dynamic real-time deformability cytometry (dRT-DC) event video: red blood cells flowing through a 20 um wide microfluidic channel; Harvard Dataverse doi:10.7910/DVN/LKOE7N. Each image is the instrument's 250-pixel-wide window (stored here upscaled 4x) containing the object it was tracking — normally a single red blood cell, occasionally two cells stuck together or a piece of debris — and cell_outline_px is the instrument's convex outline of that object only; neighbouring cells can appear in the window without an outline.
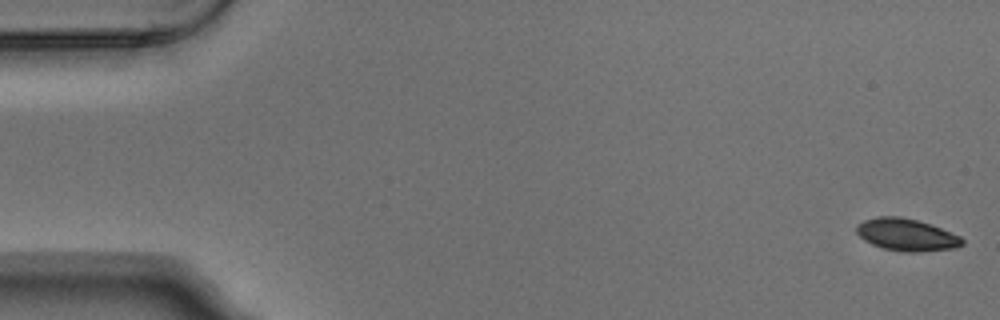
{"species": "Egyptian fruit bat (a non-hibernating species)", "species_latin": "Rousettus aegyptiacus", "temperature_condition": "warm", "stored_images_in_passage": 6, "camera_frame_rate_fps": 3000, "um_per_image_px": 0.085, "animal": {"sex": "male"}, "frame": {"image": 1, "passage_image": 1, "time_ms": 0.0, "image_size_px": [1000, 320], "cell_outline_px": [[964, 244], [956, 248], [920, 252], [904, 252], [884, 248], [872, 244], [864, 240], [856, 232], [856, 224], [864, 220], [880, 216], [896, 216], [916, 220], [932, 224], [960, 236], [964, 240]], "centroid_in_image_um": [77.07, 19.96], "position_along_channel_um": 7.9, "area_um2": 19.88}}
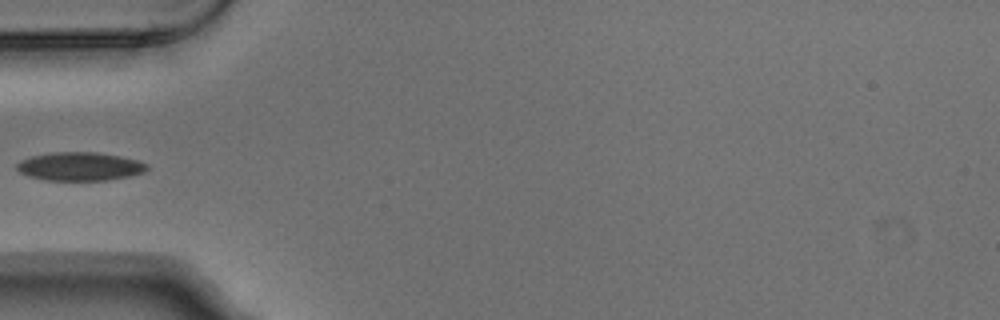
{"frame": {"image": 2, "passage_image": 5, "time_ms": 1.333, "image_size_px": [1000, 320], "cell_outline_px": [[148, 168], [144, 172], [128, 176], [108, 180], [44, 180], [28, 176], [20, 172], [16, 168], [16, 164], [20, 160], [32, 156], [52, 152], [96, 152], [120, 156], [140, 160], [148, 164]], "centroid_in_image_um": [6.79, 14.14], "position_along_channel_um": 78.2, "area_um2": 21.68}}
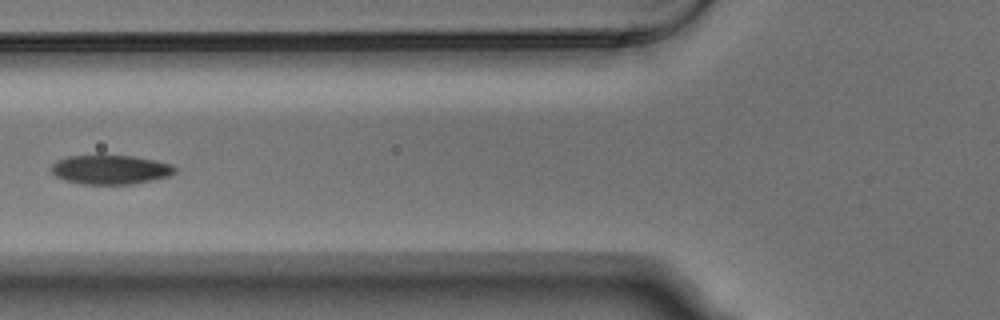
{"frame": {"image": 3, "passage_image": 6, "time_ms": 1.667, "image_size_px": [1000, 320], "cell_outline_px": [[176, 172], [168, 176], [152, 180], [132, 184], [80, 184], [64, 180], [56, 176], [52, 172], [52, 164], [56, 160], [68, 156], [132, 156], [172, 164], [176, 168]], "centroid_in_image_um": [9.37, 14.43], "position_along_channel_um": 116.4, "area_um2": 20.87}}